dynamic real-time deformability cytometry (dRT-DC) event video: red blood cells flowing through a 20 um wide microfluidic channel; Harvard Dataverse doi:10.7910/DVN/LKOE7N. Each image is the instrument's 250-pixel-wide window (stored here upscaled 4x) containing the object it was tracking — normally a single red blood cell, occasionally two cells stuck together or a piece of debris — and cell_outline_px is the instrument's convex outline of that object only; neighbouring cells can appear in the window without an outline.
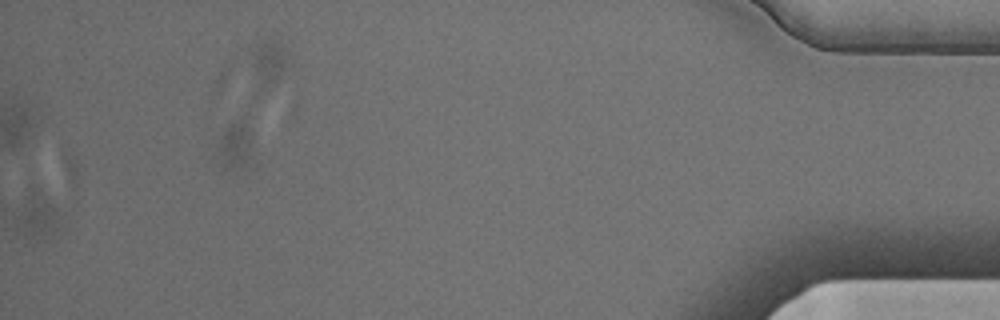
{"species": "Egyptian fruit bat (a non-hibernating species)", "species_latin": "Rousettus aegyptiacus", "temperature_condition": "cold", "stored_images_in_passage": 11, "camera_frame_rate_fps": 3000, "um_per_image_px": 0.085, "animal": {"sex": "male"}, "frame": {"image": 1, "passage_image": 10, "time_ms": 3.0, "image_size_px": [1000, 320], "cell_outline_px": [[56, 228], [44, 240], [16, 232], [12, 220], [28, 184], [36, 188], [56, 208]], "centroid_in_image_um": [2.97, 18.27], "position_along_channel_um": 432.2, "area_um2": 11.85}}